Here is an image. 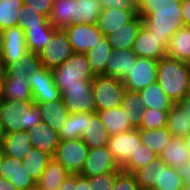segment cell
Instances as JSON below:
<instances>
[{"label":"cell","instance_id":"277c9868","mask_svg":"<svg viewBox=\"0 0 190 190\" xmlns=\"http://www.w3.org/2000/svg\"><path fill=\"white\" fill-rule=\"evenodd\" d=\"M51 71L55 85L86 84L96 76L87 55L83 53H74L64 63Z\"/></svg>","mask_w":190,"mask_h":190},{"label":"cell","instance_id":"681fc988","mask_svg":"<svg viewBox=\"0 0 190 190\" xmlns=\"http://www.w3.org/2000/svg\"><path fill=\"white\" fill-rule=\"evenodd\" d=\"M31 9L49 18L54 0H23Z\"/></svg>","mask_w":190,"mask_h":190},{"label":"cell","instance_id":"11a10c76","mask_svg":"<svg viewBox=\"0 0 190 190\" xmlns=\"http://www.w3.org/2000/svg\"><path fill=\"white\" fill-rule=\"evenodd\" d=\"M177 104L183 111L187 112V115L190 117V94H187L181 101L177 102Z\"/></svg>","mask_w":190,"mask_h":190},{"label":"cell","instance_id":"8fae6325","mask_svg":"<svg viewBox=\"0 0 190 190\" xmlns=\"http://www.w3.org/2000/svg\"><path fill=\"white\" fill-rule=\"evenodd\" d=\"M27 79L34 103L55 101L61 98V92L55 85L52 71L43 65L31 73Z\"/></svg>","mask_w":190,"mask_h":190},{"label":"cell","instance_id":"8d00e7d4","mask_svg":"<svg viewBox=\"0 0 190 190\" xmlns=\"http://www.w3.org/2000/svg\"><path fill=\"white\" fill-rule=\"evenodd\" d=\"M167 128L173 137H185L190 132V117L174 103L168 114Z\"/></svg>","mask_w":190,"mask_h":190},{"label":"cell","instance_id":"c3c4849f","mask_svg":"<svg viewBox=\"0 0 190 190\" xmlns=\"http://www.w3.org/2000/svg\"><path fill=\"white\" fill-rule=\"evenodd\" d=\"M102 9L118 8L132 10L137 14V0H98Z\"/></svg>","mask_w":190,"mask_h":190},{"label":"cell","instance_id":"cb8c5ba5","mask_svg":"<svg viewBox=\"0 0 190 190\" xmlns=\"http://www.w3.org/2000/svg\"><path fill=\"white\" fill-rule=\"evenodd\" d=\"M97 113L101 118L103 127L107 129L110 135H116L134 129L130 125V121L128 119L129 115L121 106L112 109L110 108L107 110H101Z\"/></svg>","mask_w":190,"mask_h":190},{"label":"cell","instance_id":"7dc6e473","mask_svg":"<svg viewBox=\"0 0 190 190\" xmlns=\"http://www.w3.org/2000/svg\"><path fill=\"white\" fill-rule=\"evenodd\" d=\"M113 190H139V186L133 173L120 169L117 171Z\"/></svg>","mask_w":190,"mask_h":190},{"label":"cell","instance_id":"d590c367","mask_svg":"<svg viewBox=\"0 0 190 190\" xmlns=\"http://www.w3.org/2000/svg\"><path fill=\"white\" fill-rule=\"evenodd\" d=\"M74 0H54L51 14L48 18L53 28L64 29L71 25Z\"/></svg>","mask_w":190,"mask_h":190},{"label":"cell","instance_id":"be15d7a7","mask_svg":"<svg viewBox=\"0 0 190 190\" xmlns=\"http://www.w3.org/2000/svg\"><path fill=\"white\" fill-rule=\"evenodd\" d=\"M25 190H41L37 185L32 187V188H29V189H25Z\"/></svg>","mask_w":190,"mask_h":190},{"label":"cell","instance_id":"d4e9b609","mask_svg":"<svg viewBox=\"0 0 190 190\" xmlns=\"http://www.w3.org/2000/svg\"><path fill=\"white\" fill-rule=\"evenodd\" d=\"M166 55L190 64V26L180 27L172 35Z\"/></svg>","mask_w":190,"mask_h":190},{"label":"cell","instance_id":"ba28073f","mask_svg":"<svg viewBox=\"0 0 190 190\" xmlns=\"http://www.w3.org/2000/svg\"><path fill=\"white\" fill-rule=\"evenodd\" d=\"M89 148L81 139L61 140L53 158L61 163L69 173L80 174Z\"/></svg>","mask_w":190,"mask_h":190},{"label":"cell","instance_id":"4dcf8cb0","mask_svg":"<svg viewBox=\"0 0 190 190\" xmlns=\"http://www.w3.org/2000/svg\"><path fill=\"white\" fill-rule=\"evenodd\" d=\"M68 174L69 172L67 169L61 163L52 158L41 174V178L37 182V186L41 190H57Z\"/></svg>","mask_w":190,"mask_h":190},{"label":"cell","instance_id":"e575fe53","mask_svg":"<svg viewBox=\"0 0 190 190\" xmlns=\"http://www.w3.org/2000/svg\"><path fill=\"white\" fill-rule=\"evenodd\" d=\"M94 113H70L67 121L59 132L61 140L81 139L84 129L87 125V119Z\"/></svg>","mask_w":190,"mask_h":190},{"label":"cell","instance_id":"9a60e30c","mask_svg":"<svg viewBox=\"0 0 190 190\" xmlns=\"http://www.w3.org/2000/svg\"><path fill=\"white\" fill-rule=\"evenodd\" d=\"M0 177L10 180L17 190H25L37 185L21 160L4 156L0 168Z\"/></svg>","mask_w":190,"mask_h":190},{"label":"cell","instance_id":"d6986e66","mask_svg":"<svg viewBox=\"0 0 190 190\" xmlns=\"http://www.w3.org/2000/svg\"><path fill=\"white\" fill-rule=\"evenodd\" d=\"M0 99L6 101H33L28 79L22 76H3L1 74Z\"/></svg>","mask_w":190,"mask_h":190},{"label":"cell","instance_id":"ffe728a7","mask_svg":"<svg viewBox=\"0 0 190 190\" xmlns=\"http://www.w3.org/2000/svg\"><path fill=\"white\" fill-rule=\"evenodd\" d=\"M143 25V19L137 14L131 21L106 36L112 49H133L134 41Z\"/></svg>","mask_w":190,"mask_h":190},{"label":"cell","instance_id":"83f0119b","mask_svg":"<svg viewBox=\"0 0 190 190\" xmlns=\"http://www.w3.org/2000/svg\"><path fill=\"white\" fill-rule=\"evenodd\" d=\"M32 148L27 131H18L5 135L3 142L4 155L23 160Z\"/></svg>","mask_w":190,"mask_h":190},{"label":"cell","instance_id":"db71d44e","mask_svg":"<svg viewBox=\"0 0 190 190\" xmlns=\"http://www.w3.org/2000/svg\"><path fill=\"white\" fill-rule=\"evenodd\" d=\"M183 12V23L185 26H190V0H184L181 2Z\"/></svg>","mask_w":190,"mask_h":190},{"label":"cell","instance_id":"f35d334b","mask_svg":"<svg viewBox=\"0 0 190 190\" xmlns=\"http://www.w3.org/2000/svg\"><path fill=\"white\" fill-rule=\"evenodd\" d=\"M138 131L142 143L147 145L152 151H154L158 155L173 137L167 126L154 130L138 129Z\"/></svg>","mask_w":190,"mask_h":190},{"label":"cell","instance_id":"f6af8a7d","mask_svg":"<svg viewBox=\"0 0 190 190\" xmlns=\"http://www.w3.org/2000/svg\"><path fill=\"white\" fill-rule=\"evenodd\" d=\"M183 185V180L176 173L175 168H171L170 166H162L160 183H157L152 190H181Z\"/></svg>","mask_w":190,"mask_h":190},{"label":"cell","instance_id":"44dd1931","mask_svg":"<svg viewBox=\"0 0 190 190\" xmlns=\"http://www.w3.org/2000/svg\"><path fill=\"white\" fill-rule=\"evenodd\" d=\"M136 15L137 14L132 10L118 8L102 9L97 25L102 34L106 37L131 21Z\"/></svg>","mask_w":190,"mask_h":190},{"label":"cell","instance_id":"ac0fdd59","mask_svg":"<svg viewBox=\"0 0 190 190\" xmlns=\"http://www.w3.org/2000/svg\"><path fill=\"white\" fill-rule=\"evenodd\" d=\"M136 59L137 55L133 49H112L106 70L102 75L119 78L122 81L135 65Z\"/></svg>","mask_w":190,"mask_h":190},{"label":"cell","instance_id":"74e56055","mask_svg":"<svg viewBox=\"0 0 190 190\" xmlns=\"http://www.w3.org/2000/svg\"><path fill=\"white\" fill-rule=\"evenodd\" d=\"M52 158L53 156L48 153L31 148L27 153V156L22 160V164L26 167L30 176L37 183Z\"/></svg>","mask_w":190,"mask_h":190},{"label":"cell","instance_id":"e7e4bbea","mask_svg":"<svg viewBox=\"0 0 190 190\" xmlns=\"http://www.w3.org/2000/svg\"><path fill=\"white\" fill-rule=\"evenodd\" d=\"M1 74H2V73H0V87H1ZM0 90H1V89H0Z\"/></svg>","mask_w":190,"mask_h":190},{"label":"cell","instance_id":"bcb514c9","mask_svg":"<svg viewBox=\"0 0 190 190\" xmlns=\"http://www.w3.org/2000/svg\"><path fill=\"white\" fill-rule=\"evenodd\" d=\"M117 172H106L89 177L90 190H113Z\"/></svg>","mask_w":190,"mask_h":190},{"label":"cell","instance_id":"91938a15","mask_svg":"<svg viewBox=\"0 0 190 190\" xmlns=\"http://www.w3.org/2000/svg\"><path fill=\"white\" fill-rule=\"evenodd\" d=\"M4 152H3V149L2 148H0V168H1V163H2V161H3V159H4Z\"/></svg>","mask_w":190,"mask_h":190},{"label":"cell","instance_id":"f546056e","mask_svg":"<svg viewBox=\"0 0 190 190\" xmlns=\"http://www.w3.org/2000/svg\"><path fill=\"white\" fill-rule=\"evenodd\" d=\"M145 108L159 111H170L174 102L166 95L160 84L156 81L140 92Z\"/></svg>","mask_w":190,"mask_h":190},{"label":"cell","instance_id":"f1b7e54d","mask_svg":"<svg viewBox=\"0 0 190 190\" xmlns=\"http://www.w3.org/2000/svg\"><path fill=\"white\" fill-rule=\"evenodd\" d=\"M101 11L102 7L98 0H74L71 25L97 24Z\"/></svg>","mask_w":190,"mask_h":190},{"label":"cell","instance_id":"d6a6232c","mask_svg":"<svg viewBox=\"0 0 190 190\" xmlns=\"http://www.w3.org/2000/svg\"><path fill=\"white\" fill-rule=\"evenodd\" d=\"M121 107L125 109V112L129 115L128 119L130 121V125L134 129L140 128L142 125V116L145 110L140 93L126 91L121 102Z\"/></svg>","mask_w":190,"mask_h":190},{"label":"cell","instance_id":"ee69618b","mask_svg":"<svg viewBox=\"0 0 190 190\" xmlns=\"http://www.w3.org/2000/svg\"><path fill=\"white\" fill-rule=\"evenodd\" d=\"M169 111H159L145 108L142 116V125L138 129L154 130L167 126Z\"/></svg>","mask_w":190,"mask_h":190},{"label":"cell","instance_id":"30bf717a","mask_svg":"<svg viewBox=\"0 0 190 190\" xmlns=\"http://www.w3.org/2000/svg\"><path fill=\"white\" fill-rule=\"evenodd\" d=\"M158 60L137 57L136 63L122 80L127 91L140 92L157 81Z\"/></svg>","mask_w":190,"mask_h":190},{"label":"cell","instance_id":"680465c9","mask_svg":"<svg viewBox=\"0 0 190 190\" xmlns=\"http://www.w3.org/2000/svg\"><path fill=\"white\" fill-rule=\"evenodd\" d=\"M183 140L190 153V132L185 137H183Z\"/></svg>","mask_w":190,"mask_h":190},{"label":"cell","instance_id":"7402d4cb","mask_svg":"<svg viewBox=\"0 0 190 190\" xmlns=\"http://www.w3.org/2000/svg\"><path fill=\"white\" fill-rule=\"evenodd\" d=\"M38 104L41 108V120L59 133L70 115L62 97Z\"/></svg>","mask_w":190,"mask_h":190},{"label":"cell","instance_id":"f907efd6","mask_svg":"<svg viewBox=\"0 0 190 190\" xmlns=\"http://www.w3.org/2000/svg\"><path fill=\"white\" fill-rule=\"evenodd\" d=\"M176 173L182 178L184 184L190 185V160L180 168H176Z\"/></svg>","mask_w":190,"mask_h":190},{"label":"cell","instance_id":"1f68e13d","mask_svg":"<svg viewBox=\"0 0 190 190\" xmlns=\"http://www.w3.org/2000/svg\"><path fill=\"white\" fill-rule=\"evenodd\" d=\"M42 66L38 53L28 51L25 56L3 69V76H22L25 78Z\"/></svg>","mask_w":190,"mask_h":190},{"label":"cell","instance_id":"ab89813d","mask_svg":"<svg viewBox=\"0 0 190 190\" xmlns=\"http://www.w3.org/2000/svg\"><path fill=\"white\" fill-rule=\"evenodd\" d=\"M55 30L56 28H53L52 26L28 28L25 31V39L28 50L39 54L43 47H45L49 42Z\"/></svg>","mask_w":190,"mask_h":190},{"label":"cell","instance_id":"6f0895ef","mask_svg":"<svg viewBox=\"0 0 190 190\" xmlns=\"http://www.w3.org/2000/svg\"><path fill=\"white\" fill-rule=\"evenodd\" d=\"M5 132H4V129L1 127L0 125V148H2L3 146V142L5 140Z\"/></svg>","mask_w":190,"mask_h":190},{"label":"cell","instance_id":"3957f363","mask_svg":"<svg viewBox=\"0 0 190 190\" xmlns=\"http://www.w3.org/2000/svg\"><path fill=\"white\" fill-rule=\"evenodd\" d=\"M41 122V108L34 101L0 99V125L5 134L28 131Z\"/></svg>","mask_w":190,"mask_h":190},{"label":"cell","instance_id":"8992f818","mask_svg":"<svg viewBox=\"0 0 190 190\" xmlns=\"http://www.w3.org/2000/svg\"><path fill=\"white\" fill-rule=\"evenodd\" d=\"M70 113H96L92 81L86 84L56 85Z\"/></svg>","mask_w":190,"mask_h":190},{"label":"cell","instance_id":"b9f144b4","mask_svg":"<svg viewBox=\"0 0 190 190\" xmlns=\"http://www.w3.org/2000/svg\"><path fill=\"white\" fill-rule=\"evenodd\" d=\"M158 156L159 155L152 151L147 145L141 143L135 153L121 169L133 173L150 162H153Z\"/></svg>","mask_w":190,"mask_h":190},{"label":"cell","instance_id":"7c38bea8","mask_svg":"<svg viewBox=\"0 0 190 190\" xmlns=\"http://www.w3.org/2000/svg\"><path fill=\"white\" fill-rule=\"evenodd\" d=\"M74 53H87L104 35L97 24L78 23L64 28Z\"/></svg>","mask_w":190,"mask_h":190},{"label":"cell","instance_id":"7a4b0ae2","mask_svg":"<svg viewBox=\"0 0 190 190\" xmlns=\"http://www.w3.org/2000/svg\"><path fill=\"white\" fill-rule=\"evenodd\" d=\"M157 82L174 102L181 101L190 89V64L165 56L158 60Z\"/></svg>","mask_w":190,"mask_h":190},{"label":"cell","instance_id":"4fadbf2b","mask_svg":"<svg viewBox=\"0 0 190 190\" xmlns=\"http://www.w3.org/2000/svg\"><path fill=\"white\" fill-rule=\"evenodd\" d=\"M142 143L138 129L111 135L108 143L116 163L122 168Z\"/></svg>","mask_w":190,"mask_h":190},{"label":"cell","instance_id":"816d5d0a","mask_svg":"<svg viewBox=\"0 0 190 190\" xmlns=\"http://www.w3.org/2000/svg\"><path fill=\"white\" fill-rule=\"evenodd\" d=\"M76 174L69 173L57 190H75Z\"/></svg>","mask_w":190,"mask_h":190},{"label":"cell","instance_id":"484cf974","mask_svg":"<svg viewBox=\"0 0 190 190\" xmlns=\"http://www.w3.org/2000/svg\"><path fill=\"white\" fill-rule=\"evenodd\" d=\"M162 166H169L161 157L133 172L139 189L152 190L157 183H160Z\"/></svg>","mask_w":190,"mask_h":190},{"label":"cell","instance_id":"836d02e7","mask_svg":"<svg viewBox=\"0 0 190 190\" xmlns=\"http://www.w3.org/2000/svg\"><path fill=\"white\" fill-rule=\"evenodd\" d=\"M112 46L104 36L94 47L90 48L87 53L88 61L93 72L96 75H102L106 70L107 60L111 54Z\"/></svg>","mask_w":190,"mask_h":190},{"label":"cell","instance_id":"94428289","mask_svg":"<svg viewBox=\"0 0 190 190\" xmlns=\"http://www.w3.org/2000/svg\"><path fill=\"white\" fill-rule=\"evenodd\" d=\"M3 72V64H2V56H1V51H0V73Z\"/></svg>","mask_w":190,"mask_h":190},{"label":"cell","instance_id":"2e32d148","mask_svg":"<svg viewBox=\"0 0 190 190\" xmlns=\"http://www.w3.org/2000/svg\"><path fill=\"white\" fill-rule=\"evenodd\" d=\"M32 148L54 156L60 144V135L45 122L35 124L27 131Z\"/></svg>","mask_w":190,"mask_h":190},{"label":"cell","instance_id":"9c48e42d","mask_svg":"<svg viewBox=\"0 0 190 190\" xmlns=\"http://www.w3.org/2000/svg\"><path fill=\"white\" fill-rule=\"evenodd\" d=\"M0 51L3 69L25 56L29 51L26 45L25 31L20 26L0 31Z\"/></svg>","mask_w":190,"mask_h":190},{"label":"cell","instance_id":"e0dca14e","mask_svg":"<svg viewBox=\"0 0 190 190\" xmlns=\"http://www.w3.org/2000/svg\"><path fill=\"white\" fill-rule=\"evenodd\" d=\"M167 47L160 39L151 34L149 30L142 25L134 41L133 51L137 57L151 58L160 60L166 55Z\"/></svg>","mask_w":190,"mask_h":190},{"label":"cell","instance_id":"6da1fadb","mask_svg":"<svg viewBox=\"0 0 190 190\" xmlns=\"http://www.w3.org/2000/svg\"><path fill=\"white\" fill-rule=\"evenodd\" d=\"M137 14L149 32L166 47L172 35L185 26L181 2L176 0H137Z\"/></svg>","mask_w":190,"mask_h":190},{"label":"cell","instance_id":"7bdbcfd3","mask_svg":"<svg viewBox=\"0 0 190 190\" xmlns=\"http://www.w3.org/2000/svg\"><path fill=\"white\" fill-rule=\"evenodd\" d=\"M17 26H20L24 31H26L28 28L51 26V24L46 16L36 12L31 9V7L23 3L19 9Z\"/></svg>","mask_w":190,"mask_h":190},{"label":"cell","instance_id":"60d3db41","mask_svg":"<svg viewBox=\"0 0 190 190\" xmlns=\"http://www.w3.org/2000/svg\"><path fill=\"white\" fill-rule=\"evenodd\" d=\"M23 0H0V31L17 26Z\"/></svg>","mask_w":190,"mask_h":190},{"label":"cell","instance_id":"4316f807","mask_svg":"<svg viewBox=\"0 0 190 190\" xmlns=\"http://www.w3.org/2000/svg\"><path fill=\"white\" fill-rule=\"evenodd\" d=\"M161 157L171 168H180L190 160V153L183 138L172 137L160 152Z\"/></svg>","mask_w":190,"mask_h":190},{"label":"cell","instance_id":"603a6c76","mask_svg":"<svg viewBox=\"0 0 190 190\" xmlns=\"http://www.w3.org/2000/svg\"><path fill=\"white\" fill-rule=\"evenodd\" d=\"M110 137L111 135L103 127L98 113H94L90 119H87V125L83 131L81 140L89 149L108 146Z\"/></svg>","mask_w":190,"mask_h":190},{"label":"cell","instance_id":"6125c7cd","mask_svg":"<svg viewBox=\"0 0 190 190\" xmlns=\"http://www.w3.org/2000/svg\"><path fill=\"white\" fill-rule=\"evenodd\" d=\"M181 190H190V185L184 184Z\"/></svg>","mask_w":190,"mask_h":190},{"label":"cell","instance_id":"5b68a950","mask_svg":"<svg viewBox=\"0 0 190 190\" xmlns=\"http://www.w3.org/2000/svg\"><path fill=\"white\" fill-rule=\"evenodd\" d=\"M96 113L121 106L126 87L119 78L96 75L92 80Z\"/></svg>","mask_w":190,"mask_h":190},{"label":"cell","instance_id":"5bb4252c","mask_svg":"<svg viewBox=\"0 0 190 190\" xmlns=\"http://www.w3.org/2000/svg\"><path fill=\"white\" fill-rule=\"evenodd\" d=\"M120 169L108 146L96 147L89 149L80 174L92 177L106 172H117Z\"/></svg>","mask_w":190,"mask_h":190},{"label":"cell","instance_id":"9f6ffc18","mask_svg":"<svg viewBox=\"0 0 190 190\" xmlns=\"http://www.w3.org/2000/svg\"><path fill=\"white\" fill-rule=\"evenodd\" d=\"M0 190H17V188L7 178L0 177Z\"/></svg>","mask_w":190,"mask_h":190},{"label":"cell","instance_id":"52a82bcc","mask_svg":"<svg viewBox=\"0 0 190 190\" xmlns=\"http://www.w3.org/2000/svg\"><path fill=\"white\" fill-rule=\"evenodd\" d=\"M74 54L64 29H56L49 42L39 53L42 65L53 70Z\"/></svg>","mask_w":190,"mask_h":190},{"label":"cell","instance_id":"f5cc1de1","mask_svg":"<svg viewBox=\"0 0 190 190\" xmlns=\"http://www.w3.org/2000/svg\"><path fill=\"white\" fill-rule=\"evenodd\" d=\"M75 190H90L89 177L82 174H76V187Z\"/></svg>","mask_w":190,"mask_h":190}]
</instances>
